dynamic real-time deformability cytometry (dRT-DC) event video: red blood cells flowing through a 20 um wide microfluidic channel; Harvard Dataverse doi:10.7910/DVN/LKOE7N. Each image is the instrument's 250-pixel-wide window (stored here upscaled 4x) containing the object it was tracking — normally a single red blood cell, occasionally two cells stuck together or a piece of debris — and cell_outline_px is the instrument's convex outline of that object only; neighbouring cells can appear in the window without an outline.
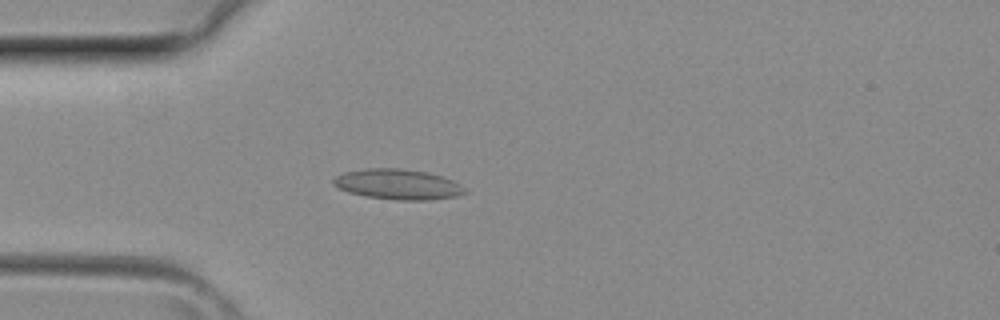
{"species": "common noctule bat (a hibernating species)", "species_latin": "Nyctalus noctula", "temperature_condition": "room temperature", "stored_images_in_passage": 38, "camera_frame_rate_fps": 3000, "um_per_image_px": 0.085, "animal": {"sex": "female", "body_mass_g": 29.2, "forearm_length_mm": 56.3}, "frame": {"image": 1, "passage_image": 10, "time_ms": 3.0, "image_size_px": [1000, 320], "cell_outline_px": [[468, 192], [456, 196], [428, 200], [396, 200], [364, 196], [348, 192], [332, 184], [332, 180], [336, 176], [344, 172], [368, 168], [400, 168], [428, 172], [452, 180], [460, 184]], "centroid_in_image_um": [33.81, 15.67], "position_along_channel_um": 51.2, "area_um2": 23.24}}
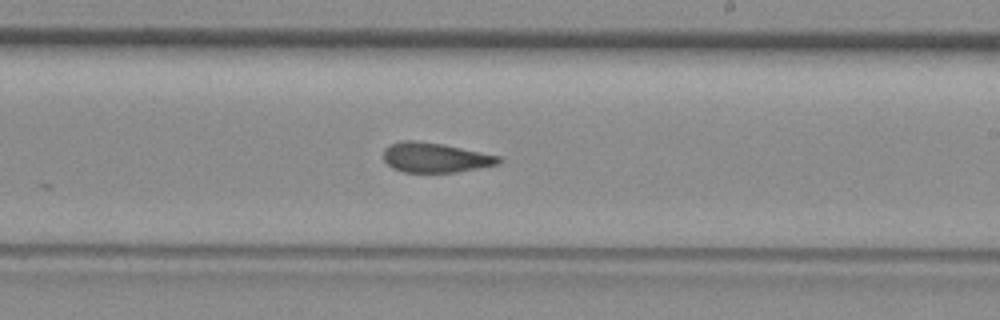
{"frame": {"image": 2, "passage_image": 22, "time_ms": 7.0, "image_size_px": [1000, 320], "cell_outline_px": [[504, 160], [500, 164], [456, 172], [404, 172], [392, 168], [384, 160], [384, 148], [388, 144], [404, 140], [412, 140], [444, 144], [500, 156]], "centroid_in_image_um": [37.0, 13.39], "position_along_channel_um": 252.0, "area_um2": 20.11}}
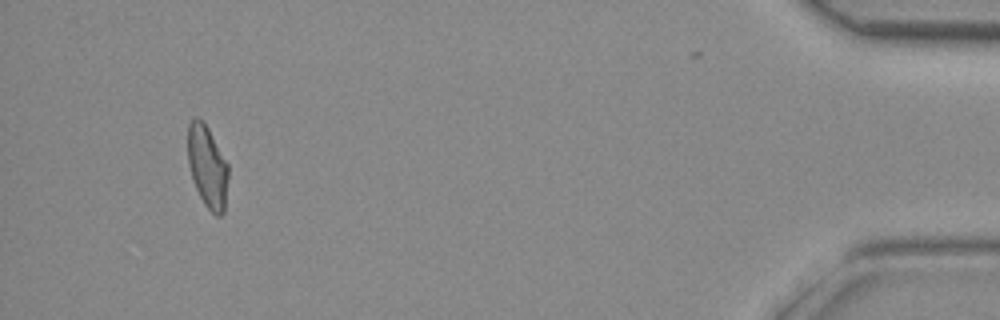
{"frame": {"image": 3, "passage_image": 36, "time_ms": 11.667, "image_size_px": [1000, 320], "cell_outline_px": [[228, 180], [224, 212], [220, 216], [216, 216], [204, 204], [196, 188], [188, 164], [188, 124], [192, 116], [196, 116], [204, 120], [228, 164]], "centroid_in_image_um": [17.63, 14.12], "position_along_channel_um": 417.6, "area_um2": 19.54}}